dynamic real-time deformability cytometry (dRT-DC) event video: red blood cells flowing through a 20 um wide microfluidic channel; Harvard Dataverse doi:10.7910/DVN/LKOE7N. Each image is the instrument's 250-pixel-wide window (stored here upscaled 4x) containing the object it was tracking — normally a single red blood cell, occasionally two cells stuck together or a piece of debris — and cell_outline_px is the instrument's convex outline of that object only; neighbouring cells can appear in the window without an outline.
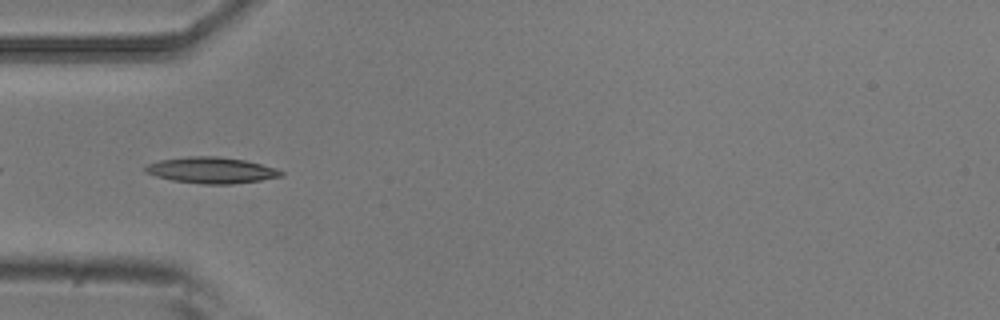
{"species": "common noctule bat (a hibernating species)", "species_latin": "Nyctalus noctula", "temperature_condition": "room temperature", "stored_images_in_passage": 9, "camera_frame_rate_fps": 3000, "um_per_image_px": 0.085, "animal": {"sex": "male", "body_mass_g": 20.5, "forearm_length_mm": 52.5}, "frame": {"image": 1, "passage_image": 3, "time_ms": 0.667, "image_size_px": [1000, 320], "cell_outline_px": [[284, 176], [260, 180], [232, 184], [204, 184], [172, 180], [156, 176], [144, 172], [144, 168], [148, 164], [160, 160], [188, 156], [216, 156], [244, 160], [276, 168], [284, 172]], "centroid_in_image_um": [17.97, 14.47], "position_along_channel_um": 67.0, "area_um2": 20.58}}
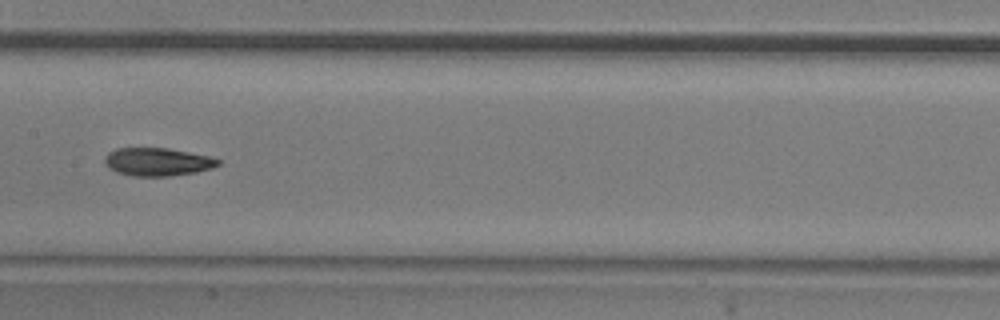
{"frame": {"image": 2, "passage_image": 6, "time_ms": 1.667, "image_size_px": [1000, 320], "cell_outline_px": [[220, 164], [212, 168], [196, 172], [168, 176], [132, 176], [116, 172], [108, 168], [104, 164], [104, 160], [108, 152], [116, 148], [168, 148], [208, 156], [220, 160]], "centroid_in_image_um": [13.35, 13.76], "position_along_channel_um": 194.1, "area_um2": 18.55}}
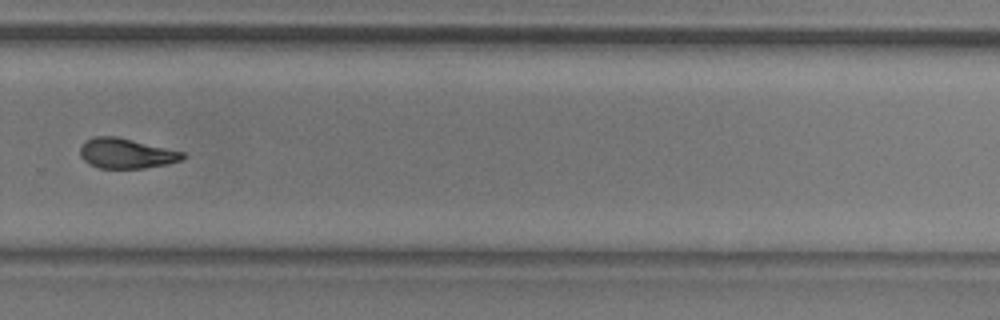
{"frame": {"image": 3, "passage_image": 9, "time_ms": 2.667, "image_size_px": [1000, 320], "cell_outline_px": [[184, 156], [180, 160], [168, 164], [144, 168], [100, 168], [88, 164], [80, 156], [80, 148], [92, 136], [116, 136], [184, 152]], "centroid_in_image_um": [10.71, 13.04], "position_along_channel_um": 319.1, "area_um2": 17.8}}